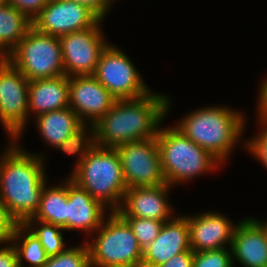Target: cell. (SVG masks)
Instances as JSON below:
<instances>
[{
	"mask_svg": "<svg viewBox=\"0 0 267 267\" xmlns=\"http://www.w3.org/2000/svg\"><path fill=\"white\" fill-rule=\"evenodd\" d=\"M169 98L153 91L135 99H119L94 124V144L116 148L157 136L170 109Z\"/></svg>",
	"mask_w": 267,
	"mask_h": 267,
	"instance_id": "obj_1",
	"label": "cell"
},
{
	"mask_svg": "<svg viewBox=\"0 0 267 267\" xmlns=\"http://www.w3.org/2000/svg\"><path fill=\"white\" fill-rule=\"evenodd\" d=\"M11 141L0 156V199L14 220L24 224L39 208L47 181L45 157L24 151L16 140Z\"/></svg>",
	"mask_w": 267,
	"mask_h": 267,
	"instance_id": "obj_2",
	"label": "cell"
},
{
	"mask_svg": "<svg viewBox=\"0 0 267 267\" xmlns=\"http://www.w3.org/2000/svg\"><path fill=\"white\" fill-rule=\"evenodd\" d=\"M245 122L243 113L220 105L196 109L175 127L222 164L240 141Z\"/></svg>",
	"mask_w": 267,
	"mask_h": 267,
	"instance_id": "obj_3",
	"label": "cell"
},
{
	"mask_svg": "<svg viewBox=\"0 0 267 267\" xmlns=\"http://www.w3.org/2000/svg\"><path fill=\"white\" fill-rule=\"evenodd\" d=\"M69 178L111 212H117L127 190L115 148L94 145Z\"/></svg>",
	"mask_w": 267,
	"mask_h": 267,
	"instance_id": "obj_4",
	"label": "cell"
},
{
	"mask_svg": "<svg viewBox=\"0 0 267 267\" xmlns=\"http://www.w3.org/2000/svg\"><path fill=\"white\" fill-rule=\"evenodd\" d=\"M156 139L163 175L171 187L220 167L221 163L215 157L174 125L170 128L160 127Z\"/></svg>",
	"mask_w": 267,
	"mask_h": 267,
	"instance_id": "obj_5",
	"label": "cell"
},
{
	"mask_svg": "<svg viewBox=\"0 0 267 267\" xmlns=\"http://www.w3.org/2000/svg\"><path fill=\"white\" fill-rule=\"evenodd\" d=\"M107 217L96 238L86 241L91 267H141L143 250L129 224L117 212Z\"/></svg>",
	"mask_w": 267,
	"mask_h": 267,
	"instance_id": "obj_6",
	"label": "cell"
},
{
	"mask_svg": "<svg viewBox=\"0 0 267 267\" xmlns=\"http://www.w3.org/2000/svg\"><path fill=\"white\" fill-rule=\"evenodd\" d=\"M6 59L29 81L64 74L60 38L31 27Z\"/></svg>",
	"mask_w": 267,
	"mask_h": 267,
	"instance_id": "obj_7",
	"label": "cell"
},
{
	"mask_svg": "<svg viewBox=\"0 0 267 267\" xmlns=\"http://www.w3.org/2000/svg\"><path fill=\"white\" fill-rule=\"evenodd\" d=\"M135 67L128 55L109 43L100 54L93 76L116 100L135 99L152 91Z\"/></svg>",
	"mask_w": 267,
	"mask_h": 267,
	"instance_id": "obj_8",
	"label": "cell"
},
{
	"mask_svg": "<svg viewBox=\"0 0 267 267\" xmlns=\"http://www.w3.org/2000/svg\"><path fill=\"white\" fill-rule=\"evenodd\" d=\"M29 82L6 58H0V122L9 140L18 141L26 128Z\"/></svg>",
	"mask_w": 267,
	"mask_h": 267,
	"instance_id": "obj_9",
	"label": "cell"
},
{
	"mask_svg": "<svg viewBox=\"0 0 267 267\" xmlns=\"http://www.w3.org/2000/svg\"><path fill=\"white\" fill-rule=\"evenodd\" d=\"M115 149L127 189L166 184L156 137L132 141Z\"/></svg>",
	"mask_w": 267,
	"mask_h": 267,
	"instance_id": "obj_10",
	"label": "cell"
},
{
	"mask_svg": "<svg viewBox=\"0 0 267 267\" xmlns=\"http://www.w3.org/2000/svg\"><path fill=\"white\" fill-rule=\"evenodd\" d=\"M99 20L93 27L60 36L64 74L93 75L100 54L109 44L101 30Z\"/></svg>",
	"mask_w": 267,
	"mask_h": 267,
	"instance_id": "obj_11",
	"label": "cell"
},
{
	"mask_svg": "<svg viewBox=\"0 0 267 267\" xmlns=\"http://www.w3.org/2000/svg\"><path fill=\"white\" fill-rule=\"evenodd\" d=\"M100 19L87 7L68 0H49L32 20V27L60 37L93 27Z\"/></svg>",
	"mask_w": 267,
	"mask_h": 267,
	"instance_id": "obj_12",
	"label": "cell"
},
{
	"mask_svg": "<svg viewBox=\"0 0 267 267\" xmlns=\"http://www.w3.org/2000/svg\"><path fill=\"white\" fill-rule=\"evenodd\" d=\"M115 102V97L93 75L69 77V107L83 124L94 125Z\"/></svg>",
	"mask_w": 267,
	"mask_h": 267,
	"instance_id": "obj_13",
	"label": "cell"
},
{
	"mask_svg": "<svg viewBox=\"0 0 267 267\" xmlns=\"http://www.w3.org/2000/svg\"><path fill=\"white\" fill-rule=\"evenodd\" d=\"M170 185L132 187L126 190L117 213L121 217H139L159 221H168L172 216L168 202Z\"/></svg>",
	"mask_w": 267,
	"mask_h": 267,
	"instance_id": "obj_14",
	"label": "cell"
},
{
	"mask_svg": "<svg viewBox=\"0 0 267 267\" xmlns=\"http://www.w3.org/2000/svg\"><path fill=\"white\" fill-rule=\"evenodd\" d=\"M189 224L190 247L193 252L231 247L234 225L218 212H202L196 216L186 215Z\"/></svg>",
	"mask_w": 267,
	"mask_h": 267,
	"instance_id": "obj_15",
	"label": "cell"
},
{
	"mask_svg": "<svg viewBox=\"0 0 267 267\" xmlns=\"http://www.w3.org/2000/svg\"><path fill=\"white\" fill-rule=\"evenodd\" d=\"M189 224L186 215L171 218L160 233L143 249L141 267H159L174 255L190 250Z\"/></svg>",
	"mask_w": 267,
	"mask_h": 267,
	"instance_id": "obj_16",
	"label": "cell"
},
{
	"mask_svg": "<svg viewBox=\"0 0 267 267\" xmlns=\"http://www.w3.org/2000/svg\"><path fill=\"white\" fill-rule=\"evenodd\" d=\"M233 264L244 267H267V234L256 218L242 219L236 223L232 239Z\"/></svg>",
	"mask_w": 267,
	"mask_h": 267,
	"instance_id": "obj_17",
	"label": "cell"
},
{
	"mask_svg": "<svg viewBox=\"0 0 267 267\" xmlns=\"http://www.w3.org/2000/svg\"><path fill=\"white\" fill-rule=\"evenodd\" d=\"M67 192L66 231L81 230L94 235L105 218L107 208L69 177Z\"/></svg>",
	"mask_w": 267,
	"mask_h": 267,
	"instance_id": "obj_18",
	"label": "cell"
},
{
	"mask_svg": "<svg viewBox=\"0 0 267 267\" xmlns=\"http://www.w3.org/2000/svg\"><path fill=\"white\" fill-rule=\"evenodd\" d=\"M69 107V76L31 80L28 91V112L40 114Z\"/></svg>",
	"mask_w": 267,
	"mask_h": 267,
	"instance_id": "obj_19",
	"label": "cell"
},
{
	"mask_svg": "<svg viewBox=\"0 0 267 267\" xmlns=\"http://www.w3.org/2000/svg\"><path fill=\"white\" fill-rule=\"evenodd\" d=\"M34 119L45 143L54 148L83 124L70 107L43 113Z\"/></svg>",
	"mask_w": 267,
	"mask_h": 267,
	"instance_id": "obj_20",
	"label": "cell"
},
{
	"mask_svg": "<svg viewBox=\"0 0 267 267\" xmlns=\"http://www.w3.org/2000/svg\"><path fill=\"white\" fill-rule=\"evenodd\" d=\"M31 27V19L22 11L0 3V58H6Z\"/></svg>",
	"mask_w": 267,
	"mask_h": 267,
	"instance_id": "obj_21",
	"label": "cell"
},
{
	"mask_svg": "<svg viewBox=\"0 0 267 267\" xmlns=\"http://www.w3.org/2000/svg\"><path fill=\"white\" fill-rule=\"evenodd\" d=\"M44 186L39 208L30 219L54 224L66 230L67 178L63 184L49 188Z\"/></svg>",
	"mask_w": 267,
	"mask_h": 267,
	"instance_id": "obj_22",
	"label": "cell"
},
{
	"mask_svg": "<svg viewBox=\"0 0 267 267\" xmlns=\"http://www.w3.org/2000/svg\"><path fill=\"white\" fill-rule=\"evenodd\" d=\"M10 242L15 247L19 267H25L24 261L29 262V267H43L49 258L39 239L25 224L16 225Z\"/></svg>",
	"mask_w": 267,
	"mask_h": 267,
	"instance_id": "obj_23",
	"label": "cell"
},
{
	"mask_svg": "<svg viewBox=\"0 0 267 267\" xmlns=\"http://www.w3.org/2000/svg\"><path fill=\"white\" fill-rule=\"evenodd\" d=\"M24 224L36 235L49 257L58 255L67 248L62 227L35 219H28Z\"/></svg>",
	"mask_w": 267,
	"mask_h": 267,
	"instance_id": "obj_24",
	"label": "cell"
},
{
	"mask_svg": "<svg viewBox=\"0 0 267 267\" xmlns=\"http://www.w3.org/2000/svg\"><path fill=\"white\" fill-rule=\"evenodd\" d=\"M82 124L76 129L66 140H64L56 149L63 151L69 155L80 156L75 163L74 169L81 163L86 157L90 149L94 144V125Z\"/></svg>",
	"mask_w": 267,
	"mask_h": 267,
	"instance_id": "obj_25",
	"label": "cell"
},
{
	"mask_svg": "<svg viewBox=\"0 0 267 267\" xmlns=\"http://www.w3.org/2000/svg\"><path fill=\"white\" fill-rule=\"evenodd\" d=\"M43 267H91L87 243L67 247L58 255L49 257Z\"/></svg>",
	"mask_w": 267,
	"mask_h": 267,
	"instance_id": "obj_26",
	"label": "cell"
},
{
	"mask_svg": "<svg viewBox=\"0 0 267 267\" xmlns=\"http://www.w3.org/2000/svg\"><path fill=\"white\" fill-rule=\"evenodd\" d=\"M131 227L139 246L145 249L158 236L166 221L139 217H122Z\"/></svg>",
	"mask_w": 267,
	"mask_h": 267,
	"instance_id": "obj_27",
	"label": "cell"
},
{
	"mask_svg": "<svg viewBox=\"0 0 267 267\" xmlns=\"http://www.w3.org/2000/svg\"><path fill=\"white\" fill-rule=\"evenodd\" d=\"M193 267H234L231 247L194 252Z\"/></svg>",
	"mask_w": 267,
	"mask_h": 267,
	"instance_id": "obj_28",
	"label": "cell"
},
{
	"mask_svg": "<svg viewBox=\"0 0 267 267\" xmlns=\"http://www.w3.org/2000/svg\"><path fill=\"white\" fill-rule=\"evenodd\" d=\"M260 123V129L262 130L259 132V134L247 141L244 142L245 148H247L248 152H250L253 157H255L257 160H259L263 166L267 169V121L257 117ZM246 142V143H245Z\"/></svg>",
	"mask_w": 267,
	"mask_h": 267,
	"instance_id": "obj_29",
	"label": "cell"
},
{
	"mask_svg": "<svg viewBox=\"0 0 267 267\" xmlns=\"http://www.w3.org/2000/svg\"><path fill=\"white\" fill-rule=\"evenodd\" d=\"M49 0H9L8 3L22 11L31 21L40 13Z\"/></svg>",
	"mask_w": 267,
	"mask_h": 267,
	"instance_id": "obj_30",
	"label": "cell"
},
{
	"mask_svg": "<svg viewBox=\"0 0 267 267\" xmlns=\"http://www.w3.org/2000/svg\"><path fill=\"white\" fill-rule=\"evenodd\" d=\"M84 5L92 11L100 20H104L114 0H68Z\"/></svg>",
	"mask_w": 267,
	"mask_h": 267,
	"instance_id": "obj_31",
	"label": "cell"
},
{
	"mask_svg": "<svg viewBox=\"0 0 267 267\" xmlns=\"http://www.w3.org/2000/svg\"><path fill=\"white\" fill-rule=\"evenodd\" d=\"M194 252L192 249L174 255L159 267H193Z\"/></svg>",
	"mask_w": 267,
	"mask_h": 267,
	"instance_id": "obj_32",
	"label": "cell"
},
{
	"mask_svg": "<svg viewBox=\"0 0 267 267\" xmlns=\"http://www.w3.org/2000/svg\"><path fill=\"white\" fill-rule=\"evenodd\" d=\"M0 267H19L17 253L11 242L0 247Z\"/></svg>",
	"mask_w": 267,
	"mask_h": 267,
	"instance_id": "obj_33",
	"label": "cell"
},
{
	"mask_svg": "<svg viewBox=\"0 0 267 267\" xmlns=\"http://www.w3.org/2000/svg\"><path fill=\"white\" fill-rule=\"evenodd\" d=\"M262 84H260L259 88V95H258V106H257V113L260 118L267 121V78L263 80Z\"/></svg>",
	"mask_w": 267,
	"mask_h": 267,
	"instance_id": "obj_34",
	"label": "cell"
},
{
	"mask_svg": "<svg viewBox=\"0 0 267 267\" xmlns=\"http://www.w3.org/2000/svg\"><path fill=\"white\" fill-rule=\"evenodd\" d=\"M17 224L16 221H0V245L10 243V237Z\"/></svg>",
	"mask_w": 267,
	"mask_h": 267,
	"instance_id": "obj_35",
	"label": "cell"
},
{
	"mask_svg": "<svg viewBox=\"0 0 267 267\" xmlns=\"http://www.w3.org/2000/svg\"><path fill=\"white\" fill-rule=\"evenodd\" d=\"M0 221H15L9 214L5 204L0 199Z\"/></svg>",
	"mask_w": 267,
	"mask_h": 267,
	"instance_id": "obj_36",
	"label": "cell"
},
{
	"mask_svg": "<svg viewBox=\"0 0 267 267\" xmlns=\"http://www.w3.org/2000/svg\"><path fill=\"white\" fill-rule=\"evenodd\" d=\"M263 226H264V228H265V232H266V234H267V221H264V222H262V221H260V220H258Z\"/></svg>",
	"mask_w": 267,
	"mask_h": 267,
	"instance_id": "obj_37",
	"label": "cell"
},
{
	"mask_svg": "<svg viewBox=\"0 0 267 267\" xmlns=\"http://www.w3.org/2000/svg\"><path fill=\"white\" fill-rule=\"evenodd\" d=\"M9 0H0V3H8Z\"/></svg>",
	"mask_w": 267,
	"mask_h": 267,
	"instance_id": "obj_38",
	"label": "cell"
}]
</instances>
